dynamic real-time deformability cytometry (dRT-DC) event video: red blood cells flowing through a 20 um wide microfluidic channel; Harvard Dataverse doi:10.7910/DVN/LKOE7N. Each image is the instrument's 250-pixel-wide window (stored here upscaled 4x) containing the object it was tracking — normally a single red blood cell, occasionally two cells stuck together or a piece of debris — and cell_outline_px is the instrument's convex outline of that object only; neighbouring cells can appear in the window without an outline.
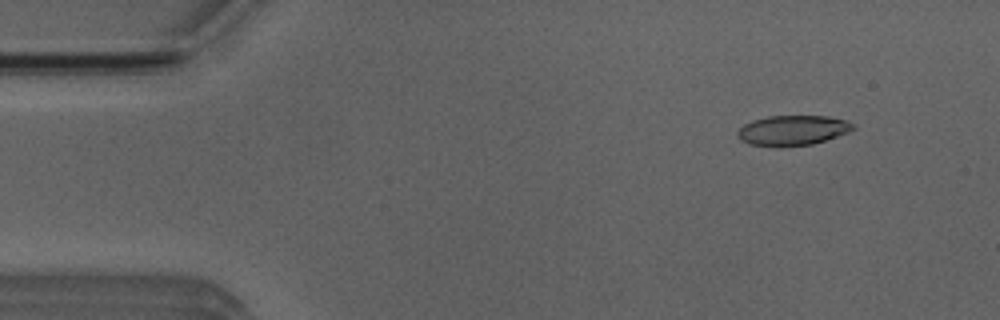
{"species": "Egyptian fruit bat (a non-hibernating species)", "species_latin": "Rousettus aegyptiacus", "temperature_condition": "room temperature", "stored_images_in_passage": 6, "camera_frame_rate_fps": 3000, "um_per_image_px": 0.085, "animal": {"sex": "male"}, "frame": {"image": 1, "passage_image": 1, "time_ms": 0.0, "image_size_px": [1000, 320], "cell_outline_px": [[856, 128], [848, 132], [812, 144], [776, 148], [748, 144], [740, 140], [736, 132], [744, 124], [752, 120], [768, 116], [828, 116], [848, 120]], "centroid_in_image_um": [67.33, 11.09], "position_along_channel_um": 17.7, "area_um2": 20.46}}
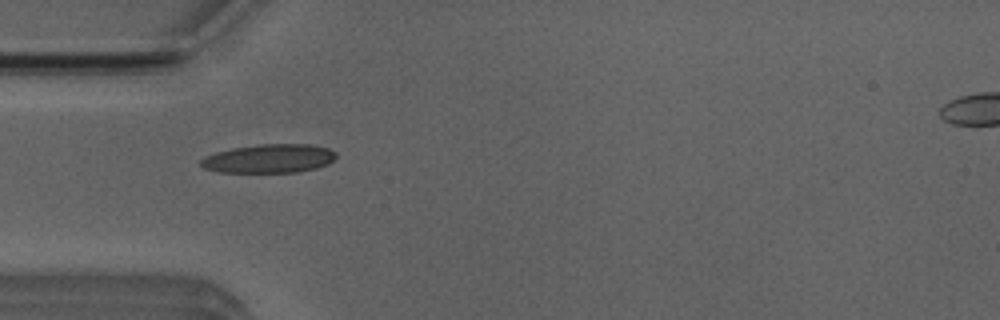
{"frame": {"image": 2, "passage_image": 4, "time_ms": 3.333, "image_size_px": [1000, 320], "cell_outline_px": [[336, 156], [328, 164], [316, 168], [296, 172], [220, 172], [204, 168], [200, 164], [200, 160], [204, 156], [216, 152], [232, 148], [260, 144], [308, 144], [328, 148], [336, 152]], "centroid_in_image_um": [22.86, 13.47], "position_along_channel_um": 62.1, "area_um2": 22.6}}